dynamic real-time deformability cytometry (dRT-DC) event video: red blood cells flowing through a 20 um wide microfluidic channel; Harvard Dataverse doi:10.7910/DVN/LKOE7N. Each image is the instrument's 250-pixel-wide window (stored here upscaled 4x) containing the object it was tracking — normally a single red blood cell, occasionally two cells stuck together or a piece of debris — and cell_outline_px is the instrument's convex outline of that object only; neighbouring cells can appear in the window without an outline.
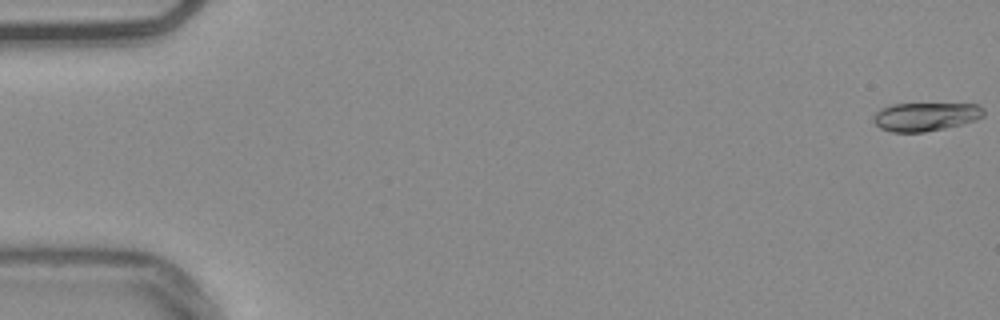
{"species": "common noctule bat (a hibernating species)", "species_latin": "Nyctalus noctula", "temperature_condition": "warm", "stored_images_in_passage": 55, "camera_frame_rate_fps": 3000, "um_per_image_px": 0.085, "animal": {"sex": "male", "body_mass_g": 20.4}, "frame": {"image": 1, "passage_image": 1, "time_ms": 0.0, "image_size_px": [1000, 320], "cell_outline_px": [[984, 116], [976, 120], [944, 128], [924, 132], [892, 132], [880, 128], [872, 120], [872, 116], [880, 108], [892, 104], [976, 104], [984, 108]], "centroid_in_image_um": [78.64, 9.91], "position_along_channel_um": 6.4, "area_um2": 18.32}}
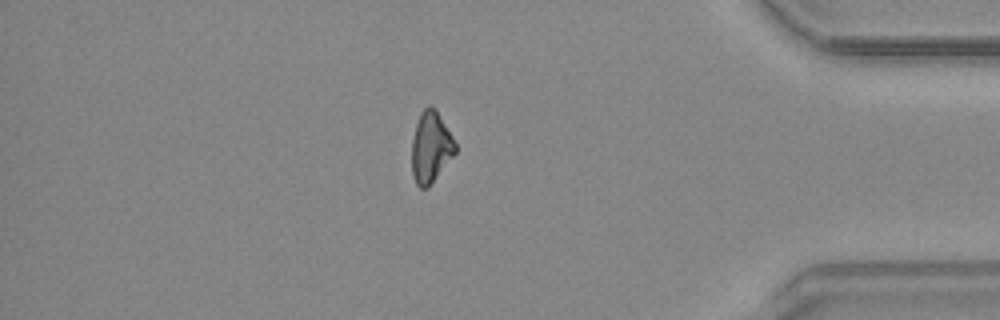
{"frame": {"image": 2, "passage_image": 47, "time_ms": 15.333, "image_size_px": [1000, 320], "cell_outline_px": [[456, 152], [428, 188], [420, 188], [416, 184], [412, 176], [412, 140], [416, 124], [420, 112], [428, 104], [436, 108], [456, 144]], "centroid_in_image_um": [36.6, 12.51], "position_along_channel_um": 398.6, "area_um2": 18.03}}
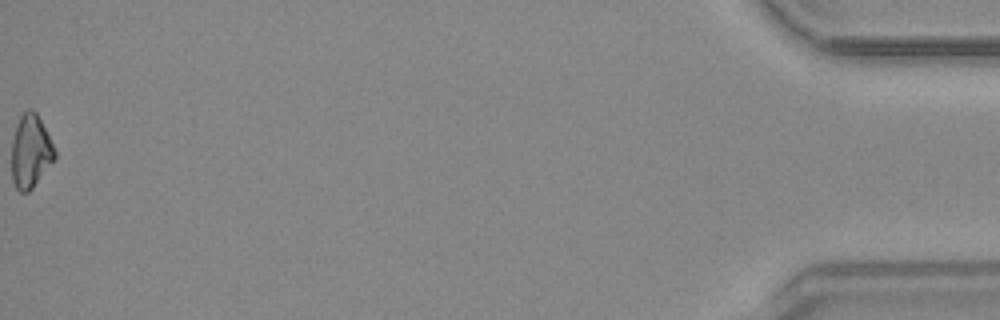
{"frame": {"image": 3, "passage_image": 55, "time_ms": 18.0, "image_size_px": [1000, 320], "cell_outline_px": [[56, 156], [32, 188], [28, 192], [20, 192], [16, 188], [12, 180], [12, 140], [16, 124], [20, 116], [28, 108], [32, 108], [36, 112], [56, 152]], "centroid_in_image_um": [2.57, 12.85], "position_along_channel_um": 432.6, "area_um2": 18.09}, "authors_computed_cell_mechanics": {"area_um2": 18.7272, "velocity_mm_per_s": 3.7984, "shape_relaxation_time_tau1_ms": 4.5359, "shape_relaxation_time_tau2_ms": null, "deformation_change_tau1": 0.1444, "deformation_change_tau2": null}}